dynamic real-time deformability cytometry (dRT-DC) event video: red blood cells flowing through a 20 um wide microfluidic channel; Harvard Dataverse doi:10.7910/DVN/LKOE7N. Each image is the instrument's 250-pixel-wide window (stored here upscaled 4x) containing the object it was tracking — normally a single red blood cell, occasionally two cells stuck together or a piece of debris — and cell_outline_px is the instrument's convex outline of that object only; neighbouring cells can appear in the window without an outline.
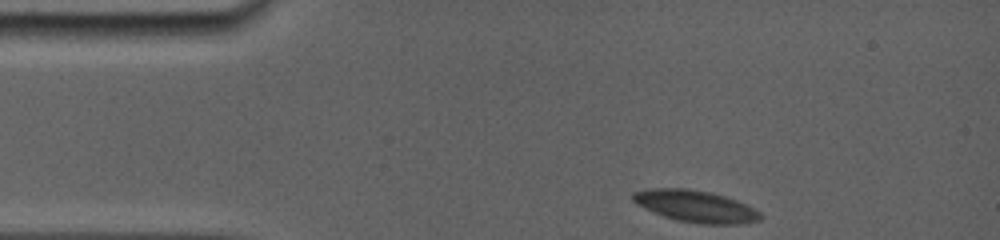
{"species": "common noctule bat (a hibernating species)", "species_latin": "Nyctalus noctula", "temperature_condition": "room temperature", "stored_images_in_passage": 54, "camera_frame_rate_fps": 5000, "um_per_image_px": 0.085, "animal": {"sex": "female", "body_mass_g": 19.0, "forearm_length_mm": 56.7}, "frame": {"image": 1, "passage_image": 1, "time_ms": 0.0, "image_size_px": [1000, 240], "cell_outline_px": [[764, 216], [760, 220], [740, 224], [700, 224], [676, 220], [664, 216], [644, 208], [636, 204], [632, 200], [632, 192], [652, 188], [688, 188], [712, 192], [736, 200], [760, 212]], "centroid_in_image_um": [59.11, 17.53], "position_along_channel_um": 25.9, "area_um2": 23.7}}
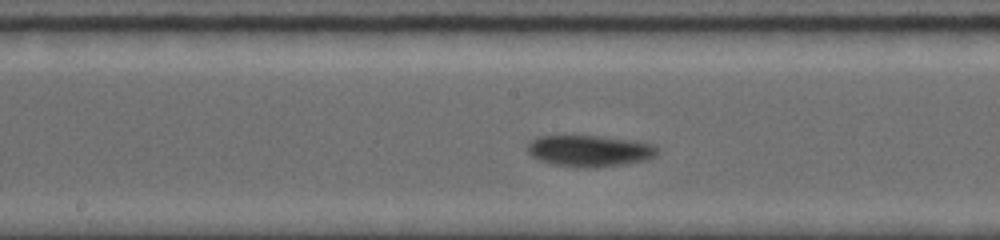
{"frame": {"image": 2, "passage_image": 32, "time_ms": 6.2, "image_size_px": [1000, 240], "cell_outline_px": [[660, 152], [656, 156], [648, 160], [624, 164], [592, 168], [576, 168], [552, 164], [540, 160], [532, 156], [528, 152], [528, 144], [536, 136], [600, 136], [628, 140], [652, 144]], "centroid_in_image_um": [50.12, 12.84], "position_along_channel_um": 198.1, "area_um2": 23.81}}
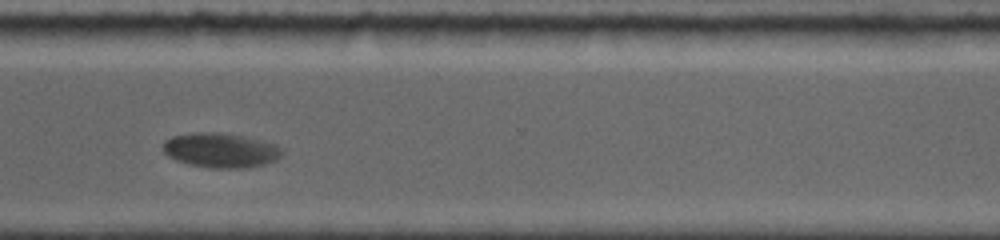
{"frame": {"image": 3, "passage_image": 53, "time_ms": 10.4, "image_size_px": [1000, 240], "cell_outline_px": [[284, 152], [276, 160], [264, 164], [248, 168], [212, 168], [192, 164], [176, 160], [168, 156], [164, 152], [164, 140], [172, 136], [196, 132], [220, 132], [240, 136], [276, 144], [284, 148]], "centroid_in_image_um": [18.78, 12.77], "position_along_channel_um": 351.8, "area_um2": 23.93}}